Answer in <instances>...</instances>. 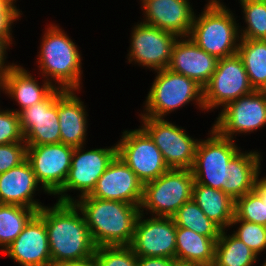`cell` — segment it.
<instances>
[{"mask_svg": "<svg viewBox=\"0 0 266 266\" xmlns=\"http://www.w3.org/2000/svg\"><path fill=\"white\" fill-rule=\"evenodd\" d=\"M37 215L47 228L52 264L94 256L96 246L82 211L75 203L57 201L52 207H42Z\"/></svg>", "mask_w": 266, "mask_h": 266, "instance_id": "cell-1", "label": "cell"}, {"mask_svg": "<svg viewBox=\"0 0 266 266\" xmlns=\"http://www.w3.org/2000/svg\"><path fill=\"white\" fill-rule=\"evenodd\" d=\"M78 199L74 203L82 211L96 247L131 244L140 207L89 195Z\"/></svg>", "mask_w": 266, "mask_h": 266, "instance_id": "cell-2", "label": "cell"}, {"mask_svg": "<svg viewBox=\"0 0 266 266\" xmlns=\"http://www.w3.org/2000/svg\"><path fill=\"white\" fill-rule=\"evenodd\" d=\"M44 33L37 58L41 75L56 82V88L79 91L82 57L77 45L57 25L48 26Z\"/></svg>", "mask_w": 266, "mask_h": 266, "instance_id": "cell-3", "label": "cell"}, {"mask_svg": "<svg viewBox=\"0 0 266 266\" xmlns=\"http://www.w3.org/2000/svg\"><path fill=\"white\" fill-rule=\"evenodd\" d=\"M203 10L199 17L195 13L189 37L198 47L217 59L237 54L240 26L232 11L220 0H209Z\"/></svg>", "mask_w": 266, "mask_h": 266, "instance_id": "cell-4", "label": "cell"}, {"mask_svg": "<svg viewBox=\"0 0 266 266\" xmlns=\"http://www.w3.org/2000/svg\"><path fill=\"white\" fill-rule=\"evenodd\" d=\"M156 77L146 97L141 117L165 118L166 114L195 101L205 110L203 87L196 81L168 68L156 70ZM146 110V111H145Z\"/></svg>", "mask_w": 266, "mask_h": 266, "instance_id": "cell-5", "label": "cell"}, {"mask_svg": "<svg viewBox=\"0 0 266 266\" xmlns=\"http://www.w3.org/2000/svg\"><path fill=\"white\" fill-rule=\"evenodd\" d=\"M193 184L191 169H168L157 179L144 184L140 213L144 214L145 209L152 212V216L172 217L192 199Z\"/></svg>", "mask_w": 266, "mask_h": 266, "instance_id": "cell-6", "label": "cell"}, {"mask_svg": "<svg viewBox=\"0 0 266 266\" xmlns=\"http://www.w3.org/2000/svg\"><path fill=\"white\" fill-rule=\"evenodd\" d=\"M210 134L206 140L199 139L191 170L196 183L223 191L227 167L240 148L234 140L221 136L213 127Z\"/></svg>", "mask_w": 266, "mask_h": 266, "instance_id": "cell-7", "label": "cell"}, {"mask_svg": "<svg viewBox=\"0 0 266 266\" xmlns=\"http://www.w3.org/2000/svg\"><path fill=\"white\" fill-rule=\"evenodd\" d=\"M83 146L76 147L72 153L71 167L62 189L58 202L74 203L75 199L67 194L70 190L80 192L78 198L90 195L98 179L117 156V145L111 148H96L84 151Z\"/></svg>", "mask_w": 266, "mask_h": 266, "instance_id": "cell-8", "label": "cell"}, {"mask_svg": "<svg viewBox=\"0 0 266 266\" xmlns=\"http://www.w3.org/2000/svg\"><path fill=\"white\" fill-rule=\"evenodd\" d=\"M169 169H192L199 140L164 118L140 117Z\"/></svg>", "mask_w": 266, "mask_h": 266, "instance_id": "cell-9", "label": "cell"}, {"mask_svg": "<svg viewBox=\"0 0 266 266\" xmlns=\"http://www.w3.org/2000/svg\"><path fill=\"white\" fill-rule=\"evenodd\" d=\"M254 91L238 54L218 59L216 70L203 87L205 111L228 103Z\"/></svg>", "mask_w": 266, "mask_h": 266, "instance_id": "cell-10", "label": "cell"}, {"mask_svg": "<svg viewBox=\"0 0 266 266\" xmlns=\"http://www.w3.org/2000/svg\"><path fill=\"white\" fill-rule=\"evenodd\" d=\"M122 133V139L116 144L117 155L143 184L157 179L169 169L161 151L142 127Z\"/></svg>", "mask_w": 266, "mask_h": 266, "instance_id": "cell-11", "label": "cell"}, {"mask_svg": "<svg viewBox=\"0 0 266 266\" xmlns=\"http://www.w3.org/2000/svg\"><path fill=\"white\" fill-rule=\"evenodd\" d=\"M216 120L213 128L232 140L234 134L262 129L266 125V91L254 90L228 103Z\"/></svg>", "mask_w": 266, "mask_h": 266, "instance_id": "cell-12", "label": "cell"}, {"mask_svg": "<svg viewBox=\"0 0 266 266\" xmlns=\"http://www.w3.org/2000/svg\"><path fill=\"white\" fill-rule=\"evenodd\" d=\"M74 147L64 143L27 145L26 160L45 193L56 195L63 187L71 167Z\"/></svg>", "mask_w": 266, "mask_h": 266, "instance_id": "cell-13", "label": "cell"}, {"mask_svg": "<svg viewBox=\"0 0 266 266\" xmlns=\"http://www.w3.org/2000/svg\"><path fill=\"white\" fill-rule=\"evenodd\" d=\"M128 62L151 70H162L169 66L171 50L178 38L174 33L140 22L131 31ZM137 62V63H136Z\"/></svg>", "mask_w": 266, "mask_h": 266, "instance_id": "cell-14", "label": "cell"}, {"mask_svg": "<svg viewBox=\"0 0 266 266\" xmlns=\"http://www.w3.org/2000/svg\"><path fill=\"white\" fill-rule=\"evenodd\" d=\"M139 214L133 239L129 245L139 257H167L175 259L176 225L172 217L152 216L143 219ZM143 219V220H142Z\"/></svg>", "mask_w": 266, "mask_h": 266, "instance_id": "cell-15", "label": "cell"}, {"mask_svg": "<svg viewBox=\"0 0 266 266\" xmlns=\"http://www.w3.org/2000/svg\"><path fill=\"white\" fill-rule=\"evenodd\" d=\"M62 91L55 88L43 101L19 113L24 142L27 145L61 143L57 96Z\"/></svg>", "mask_w": 266, "mask_h": 266, "instance_id": "cell-16", "label": "cell"}, {"mask_svg": "<svg viewBox=\"0 0 266 266\" xmlns=\"http://www.w3.org/2000/svg\"><path fill=\"white\" fill-rule=\"evenodd\" d=\"M144 184L117 155L100 176L90 197L122 201L140 207Z\"/></svg>", "mask_w": 266, "mask_h": 266, "instance_id": "cell-17", "label": "cell"}, {"mask_svg": "<svg viewBox=\"0 0 266 266\" xmlns=\"http://www.w3.org/2000/svg\"><path fill=\"white\" fill-rule=\"evenodd\" d=\"M3 253L21 266H50L52 261L45 222L36 214Z\"/></svg>", "mask_w": 266, "mask_h": 266, "instance_id": "cell-18", "label": "cell"}, {"mask_svg": "<svg viewBox=\"0 0 266 266\" xmlns=\"http://www.w3.org/2000/svg\"><path fill=\"white\" fill-rule=\"evenodd\" d=\"M143 22L177 37H188L195 13L189 0H147L142 4Z\"/></svg>", "mask_w": 266, "mask_h": 266, "instance_id": "cell-19", "label": "cell"}, {"mask_svg": "<svg viewBox=\"0 0 266 266\" xmlns=\"http://www.w3.org/2000/svg\"><path fill=\"white\" fill-rule=\"evenodd\" d=\"M217 62L215 56L198 47L189 36L178 37L171 50L168 69L193 79L204 87L216 70Z\"/></svg>", "mask_w": 266, "mask_h": 266, "instance_id": "cell-20", "label": "cell"}, {"mask_svg": "<svg viewBox=\"0 0 266 266\" xmlns=\"http://www.w3.org/2000/svg\"><path fill=\"white\" fill-rule=\"evenodd\" d=\"M38 185L30 163L25 160L0 174V204L22 205L38 212L44 207L33 198Z\"/></svg>", "mask_w": 266, "mask_h": 266, "instance_id": "cell-21", "label": "cell"}, {"mask_svg": "<svg viewBox=\"0 0 266 266\" xmlns=\"http://www.w3.org/2000/svg\"><path fill=\"white\" fill-rule=\"evenodd\" d=\"M75 90H63L57 96V113L61 143L71 147L85 144L87 131V112Z\"/></svg>", "mask_w": 266, "mask_h": 266, "instance_id": "cell-22", "label": "cell"}, {"mask_svg": "<svg viewBox=\"0 0 266 266\" xmlns=\"http://www.w3.org/2000/svg\"><path fill=\"white\" fill-rule=\"evenodd\" d=\"M56 87L47 79L40 86L32 74L19 65H14L3 76V90L8 96L12 97L20 110H14L20 113L22 110L43 101Z\"/></svg>", "mask_w": 266, "mask_h": 266, "instance_id": "cell-23", "label": "cell"}, {"mask_svg": "<svg viewBox=\"0 0 266 266\" xmlns=\"http://www.w3.org/2000/svg\"><path fill=\"white\" fill-rule=\"evenodd\" d=\"M261 160L258 151L244 153L240 150L229 162L223 192L236 200L254 190L261 172Z\"/></svg>", "mask_w": 266, "mask_h": 266, "instance_id": "cell-24", "label": "cell"}, {"mask_svg": "<svg viewBox=\"0 0 266 266\" xmlns=\"http://www.w3.org/2000/svg\"><path fill=\"white\" fill-rule=\"evenodd\" d=\"M217 240L176 226V263L184 266H213Z\"/></svg>", "mask_w": 266, "mask_h": 266, "instance_id": "cell-25", "label": "cell"}, {"mask_svg": "<svg viewBox=\"0 0 266 266\" xmlns=\"http://www.w3.org/2000/svg\"><path fill=\"white\" fill-rule=\"evenodd\" d=\"M192 200L222 230L229 229L230 223L235 217V200L232 197L222 190L194 181Z\"/></svg>", "mask_w": 266, "mask_h": 266, "instance_id": "cell-26", "label": "cell"}, {"mask_svg": "<svg viewBox=\"0 0 266 266\" xmlns=\"http://www.w3.org/2000/svg\"><path fill=\"white\" fill-rule=\"evenodd\" d=\"M237 54L253 89L266 91V39H240Z\"/></svg>", "mask_w": 266, "mask_h": 266, "instance_id": "cell-27", "label": "cell"}, {"mask_svg": "<svg viewBox=\"0 0 266 266\" xmlns=\"http://www.w3.org/2000/svg\"><path fill=\"white\" fill-rule=\"evenodd\" d=\"M226 233L222 230L216 241L213 266H253L257 254L233 234L228 236Z\"/></svg>", "mask_w": 266, "mask_h": 266, "instance_id": "cell-28", "label": "cell"}, {"mask_svg": "<svg viewBox=\"0 0 266 266\" xmlns=\"http://www.w3.org/2000/svg\"><path fill=\"white\" fill-rule=\"evenodd\" d=\"M37 211L22 205L0 204V249L3 252L22 232Z\"/></svg>", "mask_w": 266, "mask_h": 266, "instance_id": "cell-29", "label": "cell"}, {"mask_svg": "<svg viewBox=\"0 0 266 266\" xmlns=\"http://www.w3.org/2000/svg\"><path fill=\"white\" fill-rule=\"evenodd\" d=\"M235 217L266 226V176L258 180L254 190L235 200Z\"/></svg>", "mask_w": 266, "mask_h": 266, "instance_id": "cell-30", "label": "cell"}, {"mask_svg": "<svg viewBox=\"0 0 266 266\" xmlns=\"http://www.w3.org/2000/svg\"><path fill=\"white\" fill-rule=\"evenodd\" d=\"M172 219L177 227L190 229L209 238H219L222 231L192 199L185 202Z\"/></svg>", "mask_w": 266, "mask_h": 266, "instance_id": "cell-31", "label": "cell"}, {"mask_svg": "<svg viewBox=\"0 0 266 266\" xmlns=\"http://www.w3.org/2000/svg\"><path fill=\"white\" fill-rule=\"evenodd\" d=\"M239 2L247 24L244 30L239 29L240 39H266V2Z\"/></svg>", "mask_w": 266, "mask_h": 266, "instance_id": "cell-32", "label": "cell"}, {"mask_svg": "<svg viewBox=\"0 0 266 266\" xmlns=\"http://www.w3.org/2000/svg\"><path fill=\"white\" fill-rule=\"evenodd\" d=\"M93 258L96 266H137V255L130 246H99Z\"/></svg>", "mask_w": 266, "mask_h": 266, "instance_id": "cell-33", "label": "cell"}, {"mask_svg": "<svg viewBox=\"0 0 266 266\" xmlns=\"http://www.w3.org/2000/svg\"><path fill=\"white\" fill-rule=\"evenodd\" d=\"M232 234L243 241L257 256L266 250V226L233 218L230 227L239 224Z\"/></svg>", "mask_w": 266, "mask_h": 266, "instance_id": "cell-34", "label": "cell"}, {"mask_svg": "<svg viewBox=\"0 0 266 266\" xmlns=\"http://www.w3.org/2000/svg\"><path fill=\"white\" fill-rule=\"evenodd\" d=\"M17 142H24L19 114L0 109V145Z\"/></svg>", "mask_w": 266, "mask_h": 266, "instance_id": "cell-35", "label": "cell"}, {"mask_svg": "<svg viewBox=\"0 0 266 266\" xmlns=\"http://www.w3.org/2000/svg\"><path fill=\"white\" fill-rule=\"evenodd\" d=\"M26 150L27 144L25 142L0 145V174L24 162Z\"/></svg>", "mask_w": 266, "mask_h": 266, "instance_id": "cell-36", "label": "cell"}, {"mask_svg": "<svg viewBox=\"0 0 266 266\" xmlns=\"http://www.w3.org/2000/svg\"><path fill=\"white\" fill-rule=\"evenodd\" d=\"M21 12L13 1H0V38L12 43V24L19 20Z\"/></svg>", "mask_w": 266, "mask_h": 266, "instance_id": "cell-37", "label": "cell"}, {"mask_svg": "<svg viewBox=\"0 0 266 266\" xmlns=\"http://www.w3.org/2000/svg\"><path fill=\"white\" fill-rule=\"evenodd\" d=\"M176 260L167 257H139L137 266H175Z\"/></svg>", "mask_w": 266, "mask_h": 266, "instance_id": "cell-38", "label": "cell"}, {"mask_svg": "<svg viewBox=\"0 0 266 266\" xmlns=\"http://www.w3.org/2000/svg\"><path fill=\"white\" fill-rule=\"evenodd\" d=\"M10 44L3 38H0V75L4 76L14 65L12 64H5L6 61V53L7 48Z\"/></svg>", "mask_w": 266, "mask_h": 266, "instance_id": "cell-39", "label": "cell"}, {"mask_svg": "<svg viewBox=\"0 0 266 266\" xmlns=\"http://www.w3.org/2000/svg\"><path fill=\"white\" fill-rule=\"evenodd\" d=\"M50 266H96L95 260L93 257L79 260V261H64L51 264Z\"/></svg>", "mask_w": 266, "mask_h": 266, "instance_id": "cell-40", "label": "cell"}, {"mask_svg": "<svg viewBox=\"0 0 266 266\" xmlns=\"http://www.w3.org/2000/svg\"><path fill=\"white\" fill-rule=\"evenodd\" d=\"M3 90V76L0 75V91Z\"/></svg>", "mask_w": 266, "mask_h": 266, "instance_id": "cell-41", "label": "cell"}, {"mask_svg": "<svg viewBox=\"0 0 266 266\" xmlns=\"http://www.w3.org/2000/svg\"><path fill=\"white\" fill-rule=\"evenodd\" d=\"M239 1L266 2V0H239Z\"/></svg>", "mask_w": 266, "mask_h": 266, "instance_id": "cell-42", "label": "cell"}, {"mask_svg": "<svg viewBox=\"0 0 266 266\" xmlns=\"http://www.w3.org/2000/svg\"><path fill=\"white\" fill-rule=\"evenodd\" d=\"M147 0H141V5L144 3V2H146Z\"/></svg>", "mask_w": 266, "mask_h": 266, "instance_id": "cell-43", "label": "cell"}]
</instances>
